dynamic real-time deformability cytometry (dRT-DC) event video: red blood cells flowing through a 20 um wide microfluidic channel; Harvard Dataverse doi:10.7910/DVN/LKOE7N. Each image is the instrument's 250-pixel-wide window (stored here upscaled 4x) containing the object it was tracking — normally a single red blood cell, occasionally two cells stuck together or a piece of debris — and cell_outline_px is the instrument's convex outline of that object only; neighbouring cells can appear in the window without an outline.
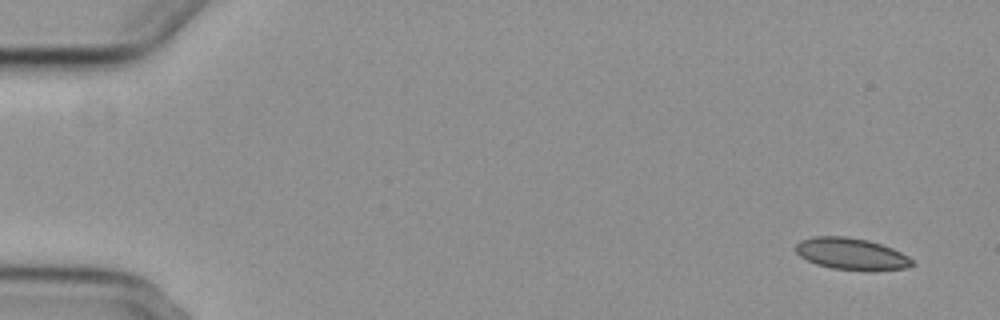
{"species": "common noctule bat (a hibernating species)", "species_latin": "Nyctalus noctula", "temperature_condition": "cold", "stored_images_in_passage": 4, "camera_frame_rate_fps": 3000, "um_per_image_px": 0.085, "animal": {"sex": "female", "body_mass_g": 29.2, "forearm_length_mm": 56.3}, "frame": {"image": 1, "passage_image": 1, "time_ms": 0.0, "image_size_px": [1000, 320], "cell_outline_px": [[916, 264], [908, 268], [832, 268], [816, 264], [800, 256], [792, 248], [800, 240], [812, 236], [844, 236], [868, 240], [892, 248], [916, 260]], "centroid_in_image_um": [72.32, 21.53], "position_along_channel_um": 12.7, "area_um2": 20.98}}